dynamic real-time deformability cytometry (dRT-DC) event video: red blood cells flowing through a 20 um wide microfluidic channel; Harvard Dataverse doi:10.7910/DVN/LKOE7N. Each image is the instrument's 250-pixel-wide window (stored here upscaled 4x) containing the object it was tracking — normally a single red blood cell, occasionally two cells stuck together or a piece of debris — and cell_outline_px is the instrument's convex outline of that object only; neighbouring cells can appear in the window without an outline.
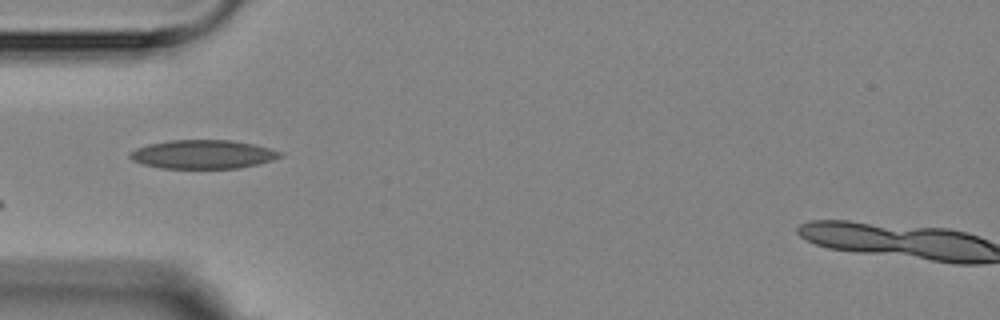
{"species": "Egyptian fruit bat (a non-hibernating species)", "species_latin": "Rousettus aegyptiacus", "temperature_condition": "room temperature", "stored_images_in_passage": 1, "camera_frame_rate_fps": 3000, "um_per_image_px": 0.085, "animal": {"sex": "female"}, "frame": {"image": 1, "passage_image": 1, "time_ms": 0.0, "image_size_px": [1000, 320], "cell_outline_px": [[284, 156], [272, 160], [240, 168], [160, 168], [144, 164], [132, 160], [128, 156], [128, 152], [136, 148], [148, 144], [168, 140], [232, 140], [256, 144], [284, 152]], "centroid_in_image_um": [17.26, 13.11], "position_along_channel_um": 67.7, "area_um2": 25.37}}